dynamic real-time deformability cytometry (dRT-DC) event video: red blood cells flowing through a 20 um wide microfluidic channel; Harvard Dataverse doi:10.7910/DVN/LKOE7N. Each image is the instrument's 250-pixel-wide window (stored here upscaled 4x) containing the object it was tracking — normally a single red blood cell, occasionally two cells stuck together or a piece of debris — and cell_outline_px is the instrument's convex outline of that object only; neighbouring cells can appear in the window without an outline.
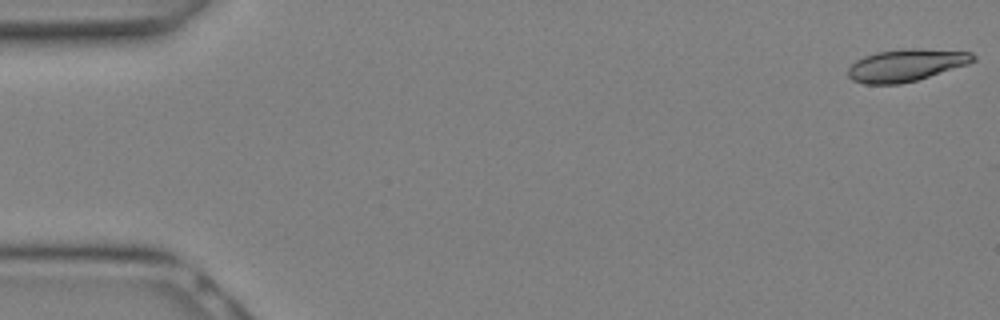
{"species": "Egyptian fruit bat (a non-hibernating species)", "species_latin": "Rousettus aegyptiacus", "temperature_condition": "warm", "stored_images_in_passage": 19, "camera_frame_rate_fps": 3000, "um_per_image_px": 0.085, "animal": {"sex": "female"}, "frame": {"image": 1, "passage_image": 1, "time_ms": 0.0, "image_size_px": [1000, 320], "cell_outline_px": [[976, 60], [968, 64], [916, 80], [900, 84], [864, 84], [852, 80], [848, 76], [848, 68], [856, 60], [864, 56], [876, 52], [908, 48], [920, 48], [972, 52], [976, 56]], "centroid_in_image_um": [77.01, 5.53], "position_along_channel_um": 8.0, "area_um2": 23.52}}
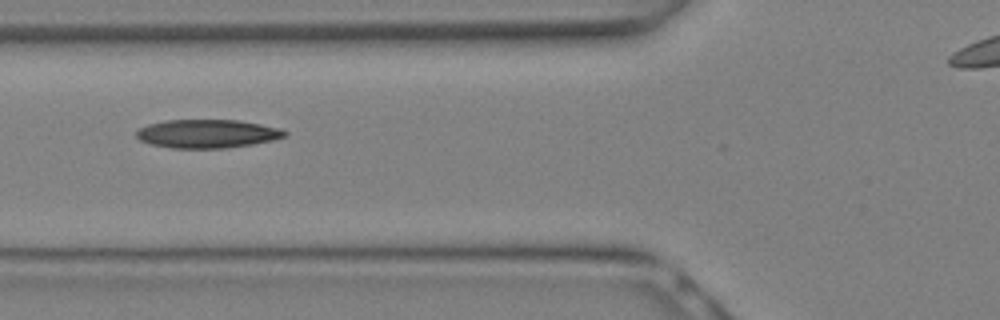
{"frame": {"image": 2, "passage_image": 11, "time_ms": 3.333, "image_size_px": [1000, 320], "cell_outline_px": [[288, 132], [284, 136], [272, 140], [252, 144], [224, 148], [172, 148], [152, 144], [140, 140], [136, 136], [136, 128], [148, 124], [168, 120], [236, 120], [260, 124], [280, 128]], "centroid_in_image_um": [17.58, 11.36], "position_along_channel_um": 108.2, "area_um2": 24.51}}
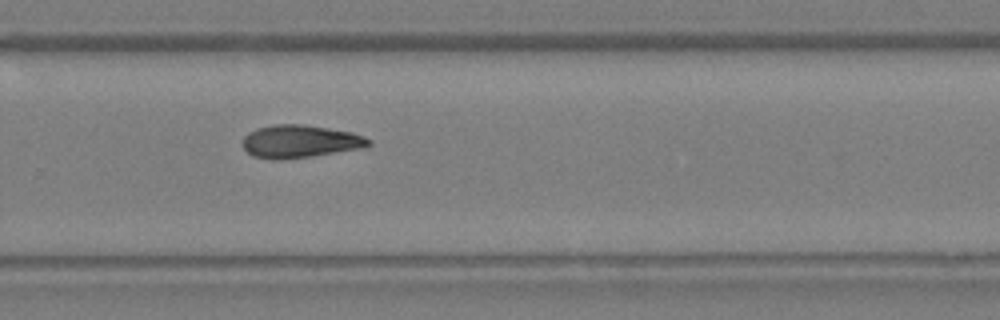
{"frame": {"image": 3, "passage_image": 19, "time_ms": 6.0, "image_size_px": [1000, 320], "cell_outline_px": [[372, 144], [368, 148], [280, 160], [272, 160], [252, 156], [240, 144], [244, 136], [248, 132], [256, 128], [276, 124], [300, 124], [328, 128], [352, 132], [364, 136], [372, 140]], "centroid_in_image_um": [25.51, 12.03], "position_along_channel_um": 304.3, "area_um2": 24.45}}